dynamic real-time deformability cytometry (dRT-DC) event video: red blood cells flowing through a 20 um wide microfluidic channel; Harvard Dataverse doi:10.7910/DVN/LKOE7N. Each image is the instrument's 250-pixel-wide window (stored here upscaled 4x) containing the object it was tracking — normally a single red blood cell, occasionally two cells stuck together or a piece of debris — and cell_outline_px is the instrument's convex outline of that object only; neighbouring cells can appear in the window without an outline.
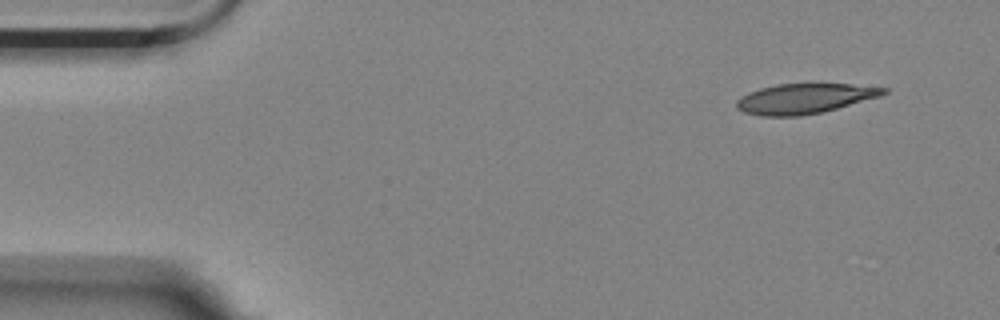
{"species": "Egyptian fruit bat (a non-hibernating species)", "species_latin": "Rousettus aegyptiacus", "temperature_condition": "room temperature", "stored_images_in_passage": 4, "camera_frame_rate_fps": 3000, "um_per_image_px": 0.085, "animal": {"sex": "female"}, "frame": {"image": 1, "passage_image": 1, "time_ms": 0.0, "image_size_px": [1000, 320], "cell_outline_px": [[888, 92], [880, 96], [836, 108], [820, 112], [800, 116], [760, 116], [744, 112], [736, 108], [736, 100], [740, 96], [760, 88], [776, 84], [852, 84], [888, 88]], "centroid_in_image_um": [68.35, 8.38], "position_along_channel_um": 16.7, "area_um2": 25.55}}
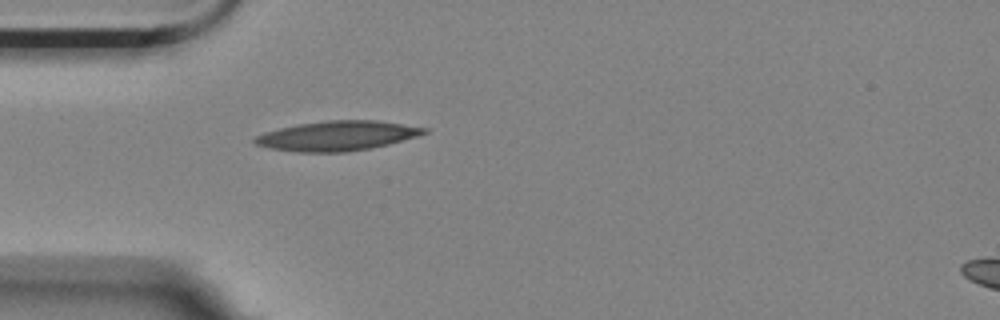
{"frame": {"image": 2, "passage_image": 4, "time_ms": 1.0, "image_size_px": [1000, 320], "cell_outline_px": [[428, 132], [416, 136], [388, 144], [372, 148], [348, 152], [300, 152], [272, 148], [256, 144], [252, 140], [256, 136], [264, 132], [296, 124], [328, 120], [376, 120], [428, 128]], "centroid_in_image_um": [28.66, 11.54], "position_along_channel_um": 56.3, "area_um2": 29.13}}